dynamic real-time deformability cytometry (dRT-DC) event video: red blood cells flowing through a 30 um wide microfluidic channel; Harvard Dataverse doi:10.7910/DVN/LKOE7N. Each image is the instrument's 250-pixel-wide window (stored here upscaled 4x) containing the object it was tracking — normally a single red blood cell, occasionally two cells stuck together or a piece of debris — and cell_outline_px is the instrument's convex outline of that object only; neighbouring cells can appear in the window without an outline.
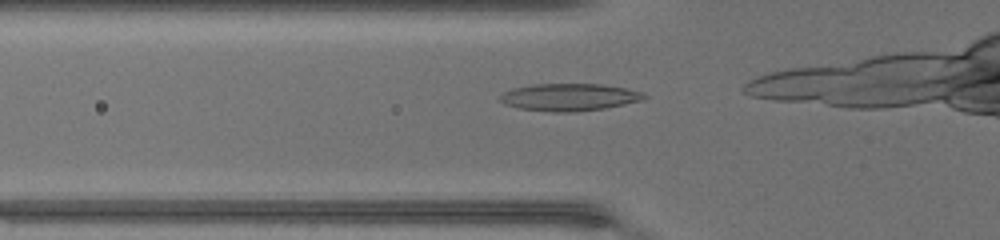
{"species": "common noctule bat (a hibernating species)", "species_latin": "Nyctalus noctula", "temperature_condition": "warm", "stored_images_in_passage": 9, "camera_frame_rate_fps": 3000, "um_per_image_px": 0.085, "animal": {"sex": "female", "body_mass_g": 17.0, "forearm_length_mm": 48.0}, "frame": {"image": 1, "passage_image": 6, "time_ms": 1.667, "image_size_px": [1000, 240], "cell_outline_px": [[648, 96], [640, 100], [624, 104], [604, 108], [572, 112], [552, 112], [520, 108], [504, 104], [500, 100], [500, 96], [504, 92], [512, 88], [532, 84], [600, 84], [624, 88], [640, 92]], "centroid_in_image_um": [48.34, 8.25], "position_along_channel_um": 77.5, "area_um2": 22.66}}